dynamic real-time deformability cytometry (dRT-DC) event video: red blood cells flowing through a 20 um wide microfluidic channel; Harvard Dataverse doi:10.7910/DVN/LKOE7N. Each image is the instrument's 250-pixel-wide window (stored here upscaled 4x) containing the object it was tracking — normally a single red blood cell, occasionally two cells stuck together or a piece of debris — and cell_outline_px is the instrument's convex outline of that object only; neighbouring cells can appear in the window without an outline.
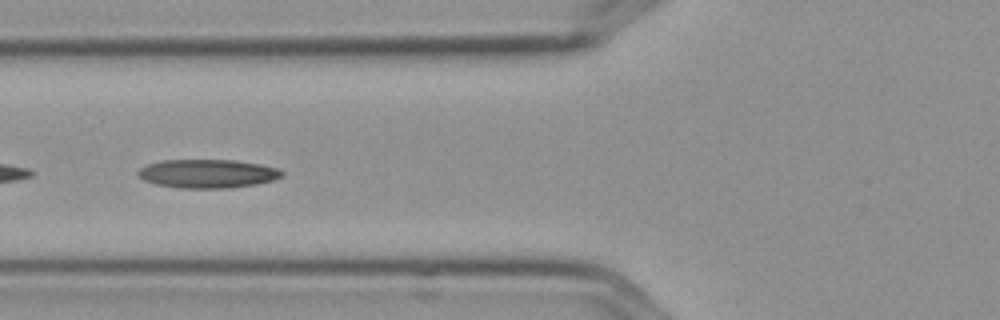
{"species": "Egyptian fruit bat (a non-hibernating species)", "species_latin": "Rousettus aegyptiacus", "temperature_condition": "cold", "stored_images_in_passage": 10, "camera_frame_rate_fps": 3000, "um_per_image_px": 0.085, "frame": {"image": 1, "passage_image": 5, "time_ms": 1.333, "image_size_px": [1000, 320], "cell_outline_px": [[284, 176], [272, 180], [256, 184], [232, 188], [180, 188], [156, 184], [144, 180], [136, 172], [140, 168], [148, 164], [160, 160], [232, 160], [260, 164], [280, 168], [284, 172]], "centroid_in_image_um": [17.67, 14.76], "position_along_channel_um": 108.1, "area_um2": 24.1}}
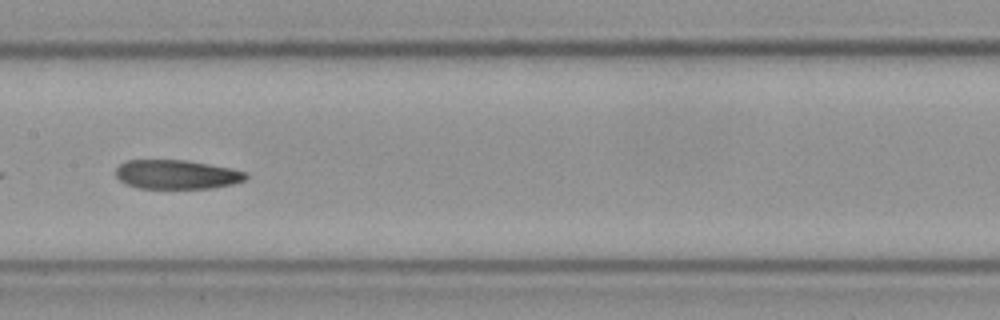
{"frame": {"image": 2, "passage_image": 7, "time_ms": 2.0, "image_size_px": [1000, 320], "cell_outline_px": [[248, 176], [244, 180], [232, 184], [212, 188], [136, 188], [124, 184], [116, 176], [116, 168], [120, 164], [128, 160], [184, 160], [208, 164], [228, 168], [244, 172]], "centroid_in_image_um": [14.96, 14.84], "position_along_channel_um": 192.4, "area_um2": 21.91}}
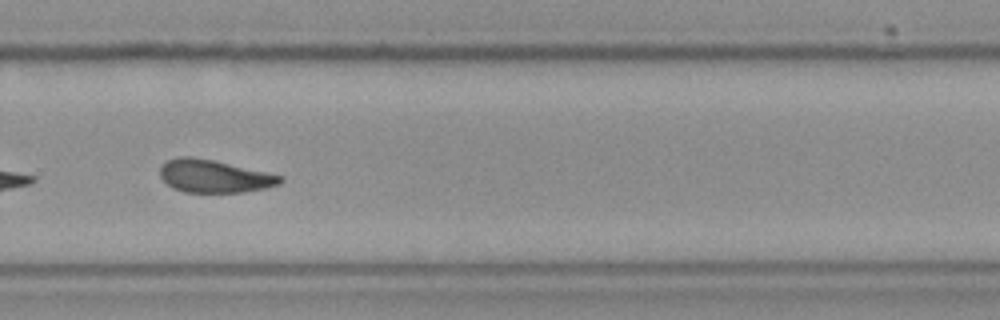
{"frame": {"image": 3, "passage_image": 10, "time_ms": 3.0, "image_size_px": [1000, 320], "cell_outline_px": [[284, 180], [280, 184], [264, 188], [244, 192], [184, 192], [172, 188], [160, 176], [160, 168], [168, 160], [180, 156], [188, 156], [212, 160], [284, 176]], "centroid_in_image_um": [18.21, 14.98], "position_along_channel_um": 311.6, "area_um2": 22.72}}